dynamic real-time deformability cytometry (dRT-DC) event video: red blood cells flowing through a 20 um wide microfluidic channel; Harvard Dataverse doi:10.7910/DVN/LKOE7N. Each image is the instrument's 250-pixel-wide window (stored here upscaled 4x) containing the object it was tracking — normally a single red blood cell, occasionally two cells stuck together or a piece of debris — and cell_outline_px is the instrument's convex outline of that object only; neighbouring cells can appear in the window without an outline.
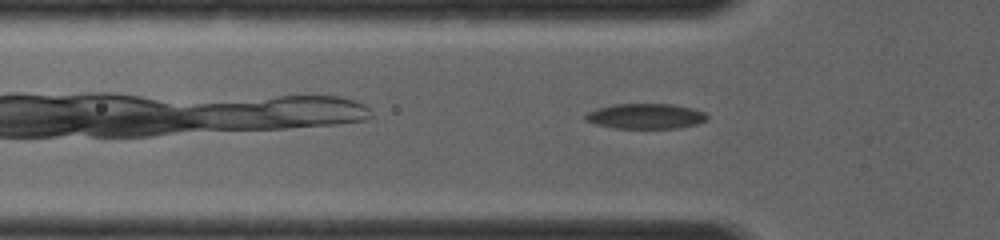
{"species": "common noctule bat (a hibernating species)", "species_latin": "Nyctalus noctula", "temperature_condition": "room temperature", "stored_images_in_passage": 37, "camera_frame_rate_fps": 4000, "um_per_image_px": 0.085, "animal": {"sex": "female", "body_mass_g": 19.0, "forearm_length_mm": 56.7}, "frame": {"image": 1, "passage_image": 4, "time_ms": 0.75, "image_size_px": [1000, 240], "cell_outline_px": [[708, 120], [696, 124], [680, 128], [616, 128], [596, 124], [584, 120], [584, 116], [588, 112], [596, 108], [616, 104], [672, 104], [692, 108], [704, 112], [708, 116]], "centroid_in_image_um": [54.89, 9.87], "position_along_channel_um": 70.9, "area_um2": 17.92}}
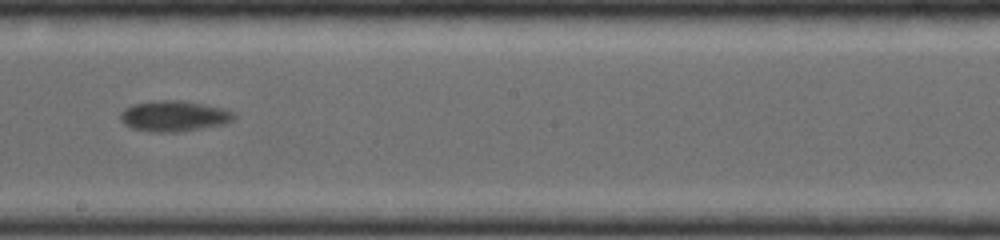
{"frame": {"image": 2, "passage_image": 18, "time_ms": 4.25, "image_size_px": [1000, 240], "cell_outline_px": [[236, 116], [232, 120], [224, 124], [204, 128], [180, 132], [152, 132], [132, 128], [124, 124], [120, 120], [120, 112], [124, 108], [132, 104], [160, 100], [184, 100], [224, 108], [236, 112]], "centroid_in_image_um": [14.8, 9.86], "position_along_channel_um": 233.4, "area_um2": 20.63}}
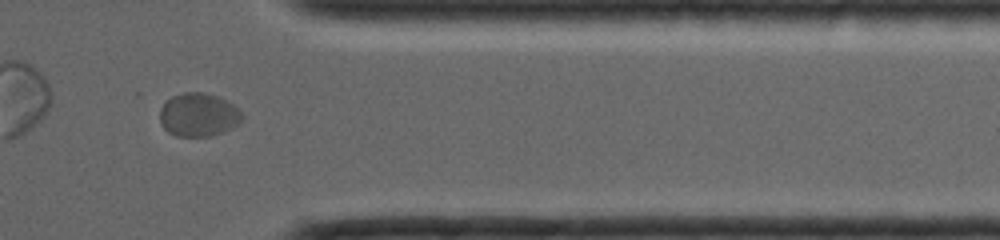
{"frame": {"image": 3, "passage_image": 32, "time_ms": 7.75, "image_size_px": [1000, 240], "cell_outline_px": [[244, 116], [232, 128], [224, 132], [208, 136], [176, 136], [168, 132], [164, 128], [160, 120], [160, 108], [172, 96], [184, 92], [204, 92], [228, 100]], "centroid_in_image_um": [16.86, 9.75], "position_along_channel_um": 394.5, "area_um2": 20.69}}